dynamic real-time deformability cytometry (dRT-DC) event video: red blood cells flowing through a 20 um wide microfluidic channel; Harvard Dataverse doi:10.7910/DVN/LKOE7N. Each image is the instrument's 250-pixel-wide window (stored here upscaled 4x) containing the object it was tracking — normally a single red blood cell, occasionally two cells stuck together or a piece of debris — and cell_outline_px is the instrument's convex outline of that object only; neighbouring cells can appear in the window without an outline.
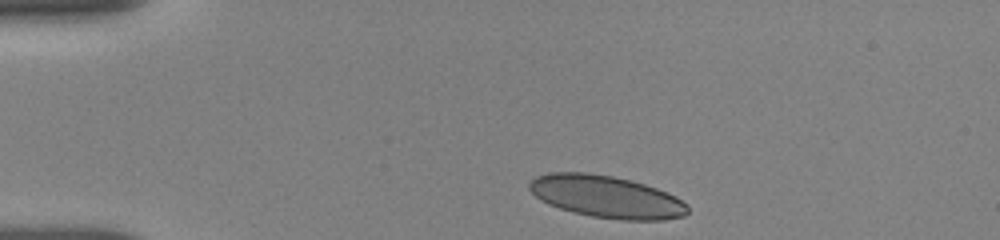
{"species": "human", "species_latin": "Homo sapiens", "temperature_condition": "room temperature", "stored_images_in_passage": 5, "camera_frame_rate_fps": 3000, "um_per_image_px": 0.085, "donor": {"sex": "female"}, "frame": {"image": 1, "passage_image": 1, "time_ms": 0.0, "image_size_px": [1000, 240], "cell_outline_px": [[688, 212], [684, 216], [664, 220], [620, 220], [592, 216], [572, 212], [548, 204], [540, 200], [528, 188], [528, 184], [536, 176], [548, 172], [588, 172], [612, 176], [632, 180], [668, 192], [676, 196], [688, 204]], "centroid_in_image_um": [51.55, 16.72], "position_along_channel_um": 33.4, "area_um2": 39.19}}
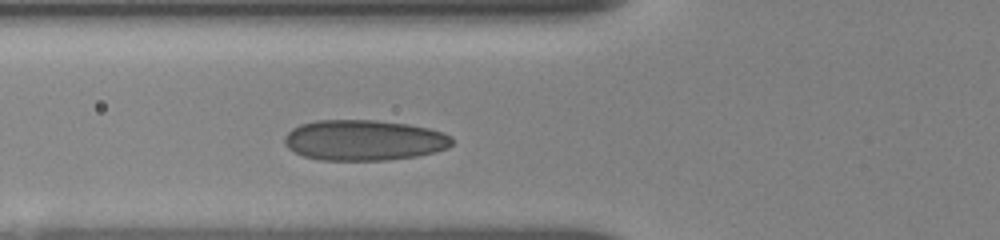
{"frame": {"image": 2, "passage_image": 5, "time_ms": 3.0, "image_size_px": [1000, 240], "cell_outline_px": [[452, 144], [448, 148], [436, 152], [416, 156], [384, 160], [320, 160], [304, 156], [288, 148], [284, 144], [284, 136], [292, 128], [300, 124], [316, 120], [376, 120], [408, 124], [428, 128], [444, 132], [452, 136]], "centroid_in_image_um": [30.94, 11.91], "position_along_channel_um": 94.9, "area_um2": 39.82}}